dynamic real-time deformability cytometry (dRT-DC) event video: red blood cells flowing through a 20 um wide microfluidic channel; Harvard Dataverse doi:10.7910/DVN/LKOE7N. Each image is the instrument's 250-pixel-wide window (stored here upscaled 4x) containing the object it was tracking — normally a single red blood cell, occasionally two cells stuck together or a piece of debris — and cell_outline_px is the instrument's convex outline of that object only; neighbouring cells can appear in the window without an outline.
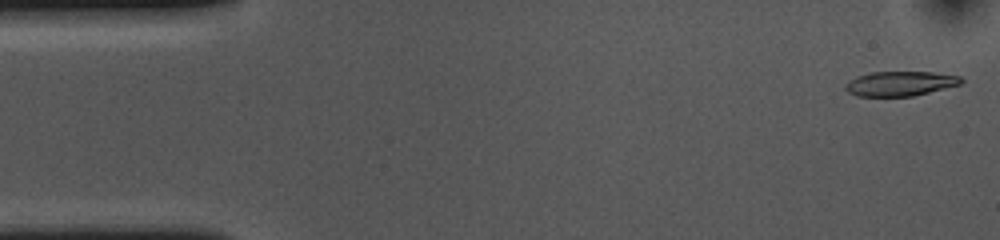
{"species": "common noctule bat (a hibernating species)", "species_latin": "Nyctalus noctula", "temperature_condition": "cold", "stored_images_in_passage": 53, "camera_frame_rate_fps": 3000, "um_per_image_px": 0.085, "animal": {"sex": "female", "body_mass_g": 10.0, "forearm_length_mm": 53.1}, "frame": {"image": 1, "passage_image": 1, "time_ms": 0.0, "image_size_px": [1000, 240], "cell_outline_px": [[964, 80], [960, 84], [912, 96], [856, 96], [848, 92], [844, 88], [844, 84], [856, 76], [872, 72], [932, 72], [960, 76]], "centroid_in_image_um": [76.47, 7.1], "position_along_channel_um": 8.5, "area_um2": 16.53}}
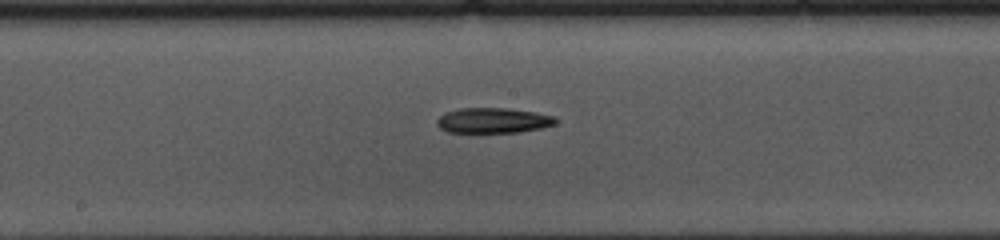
{"frame": {"image": 2, "passage_image": 26, "time_ms": 8.333, "image_size_px": [1000, 240], "cell_outline_px": [[560, 120], [556, 124], [540, 128], [516, 132], [448, 132], [440, 128], [436, 124], [436, 120], [444, 112], [460, 108], [508, 108], [536, 112], [552, 116]], "centroid_in_image_um": [41.91, 10.23], "position_along_channel_um": 206.3, "area_um2": 17.51}}
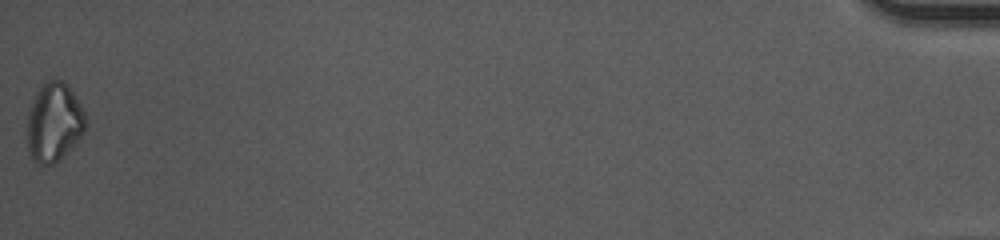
{"frame": {"image": 3, "passage_image": 53, "time_ms": 17.333, "image_size_px": [1000, 240], "cell_outline_px": [[88, 124], [84, 132], [60, 160], [56, 164], [40, 164], [32, 160], [28, 156], [28, 112], [32, 100], [36, 92], [44, 80], [60, 80], [68, 84], [80, 104], [88, 120]], "centroid_in_image_um": [4.6, 10.39], "position_along_channel_um": 430.6, "area_um2": 27.17}, "authors_computed_cell_mechanics": {"area_um2": 18.2648, "velocity_mm_per_s": 3.6576, "shape_relaxation_time_tau1_ms": 7.7372, "shape_relaxation_time_tau2_ms": null, "deformation_change_tau1": 0.2002, "deformation_change_tau2": null}}